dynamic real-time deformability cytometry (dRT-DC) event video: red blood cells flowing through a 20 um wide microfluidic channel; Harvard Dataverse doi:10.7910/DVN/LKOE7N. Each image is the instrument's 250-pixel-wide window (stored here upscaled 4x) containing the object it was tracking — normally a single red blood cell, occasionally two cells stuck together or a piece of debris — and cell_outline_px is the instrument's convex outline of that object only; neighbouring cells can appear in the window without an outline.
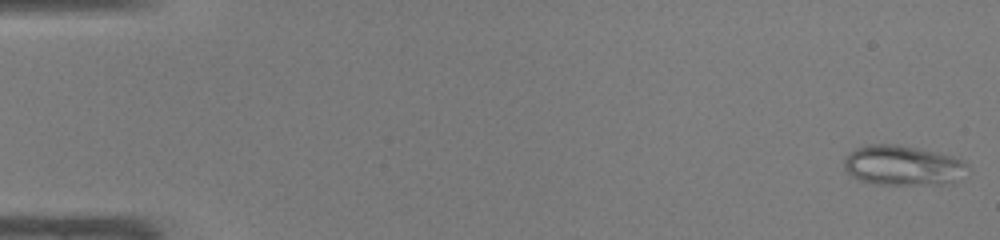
{"species": "common noctule bat (a hibernating species)", "species_latin": "Nyctalus noctula", "temperature_condition": "warm", "stored_images_in_passage": 47, "camera_frame_rate_fps": 3000, "um_per_image_px": 0.085, "animal": {"sex": "male", "body_mass_g": 19.0, "forearm_length_mm": 50.8}, "frame": {"image": 1, "passage_image": 1, "time_ms": 0.0, "image_size_px": [1000, 240], "cell_outline_px": [[968, 168], [952, 184], [876, 184], [860, 180], [852, 176], [844, 168], [844, 160], [848, 152], [864, 144], [896, 144], [936, 152], [952, 156], [964, 160], [968, 164]], "centroid_in_image_um": [76.72, 14.05], "position_along_channel_um": 8.3, "area_um2": 28.78}}
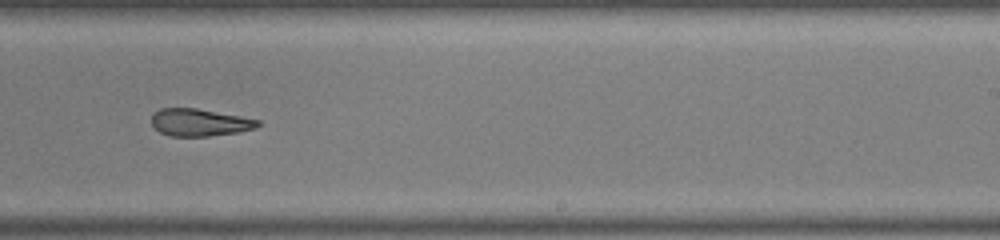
{"frame": {"image": 2, "passage_image": 30, "time_ms": 9.667, "image_size_px": [1000, 240], "cell_outline_px": [[260, 124], [256, 128], [240, 132], [208, 136], [168, 136], [160, 132], [152, 124], [152, 112], [160, 108], [196, 108], [240, 116], [260, 120]], "centroid_in_image_um": [16.96, 10.4], "position_along_channel_um": 272.0, "area_um2": 16.99}}
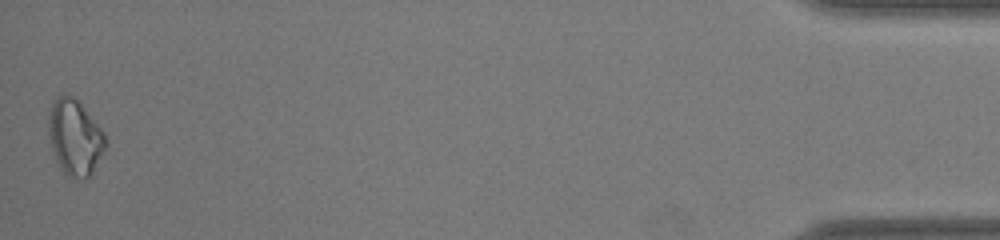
{"frame": {"image": 3, "passage_image": 47, "time_ms": 15.333, "image_size_px": [1000, 240], "cell_outline_px": [[108, 144], [104, 152], [92, 172], [84, 180], [68, 176], [60, 168], [56, 160], [48, 136], [48, 116], [52, 100], [60, 96], [76, 96], [104, 132], [108, 140]], "centroid_in_image_um": [6.38, 11.66], "position_along_channel_um": 428.8, "area_um2": 25.43}, "authors_computed_cell_mechanics": {"area_um2": 19.8254, "velocity_mm_per_s": 4.3035, "shape_relaxation_time_tau1_ms": null, "shape_relaxation_time_tau2_ms": 3.3012, "deformation_change_tau1": null, "deformation_change_tau2": 0.1244}}